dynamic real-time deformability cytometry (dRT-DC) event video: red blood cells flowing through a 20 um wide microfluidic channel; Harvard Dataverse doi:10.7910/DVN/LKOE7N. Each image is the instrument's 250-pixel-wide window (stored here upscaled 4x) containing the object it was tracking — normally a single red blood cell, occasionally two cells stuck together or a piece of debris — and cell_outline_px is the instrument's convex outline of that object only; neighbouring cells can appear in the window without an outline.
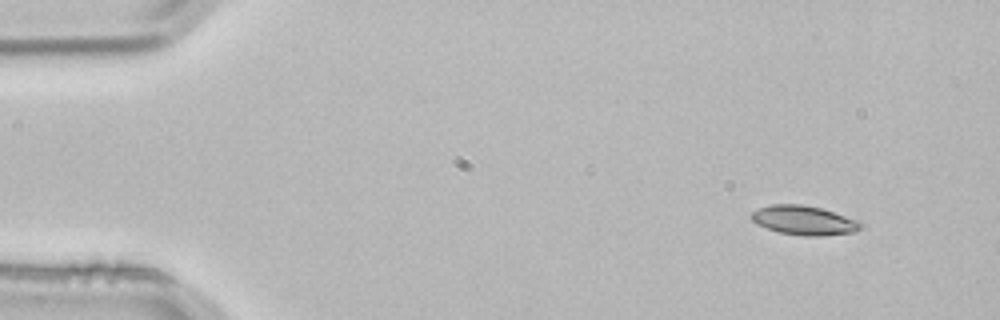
{"species": "common noctule bat (a hibernating species)", "species_latin": "Nyctalus noctula", "temperature_condition": "room temperature", "stored_images_in_passage": 3, "camera_frame_rate_fps": 3000, "um_per_image_px": 0.085, "animal": {"sex": "male", "body_mass_g": 21.5, "forearm_length_mm": 52.0}, "frame": {"image": 1, "passage_image": 1, "time_ms": 0.0, "image_size_px": [1000, 320], "cell_outline_px": [[864, 224], [860, 228], [852, 232], [820, 236], [804, 236], [780, 232], [756, 224], [748, 216], [752, 212], [768, 204], [804, 204], [820, 208], [856, 220]], "centroid_in_image_um": [68.28, 18.72], "position_along_channel_um": 16.7, "area_um2": 18.44}}
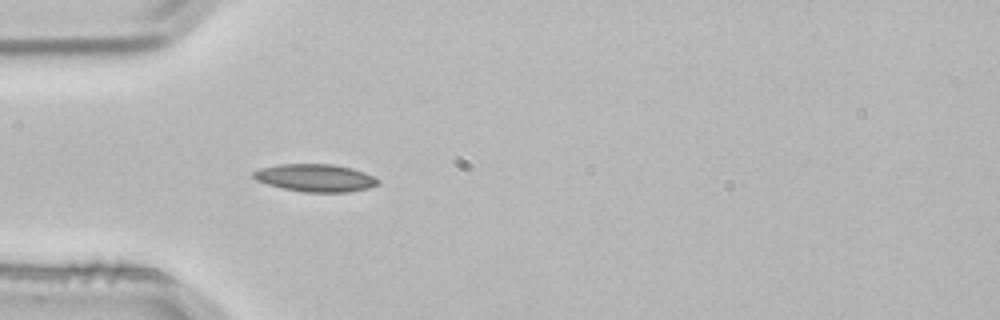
{"frame": {"image": 2, "passage_image": 3, "time_ms": 0.667, "image_size_px": [1000, 320], "cell_outline_px": [[380, 184], [368, 188], [348, 192], [304, 192], [284, 188], [268, 184], [256, 180], [252, 176], [252, 172], [260, 168], [280, 164], [332, 164], [352, 168], [364, 172], [380, 180]], "centroid_in_image_um": [26.82, 15.11], "position_along_channel_um": 58.2, "area_um2": 20.0}}